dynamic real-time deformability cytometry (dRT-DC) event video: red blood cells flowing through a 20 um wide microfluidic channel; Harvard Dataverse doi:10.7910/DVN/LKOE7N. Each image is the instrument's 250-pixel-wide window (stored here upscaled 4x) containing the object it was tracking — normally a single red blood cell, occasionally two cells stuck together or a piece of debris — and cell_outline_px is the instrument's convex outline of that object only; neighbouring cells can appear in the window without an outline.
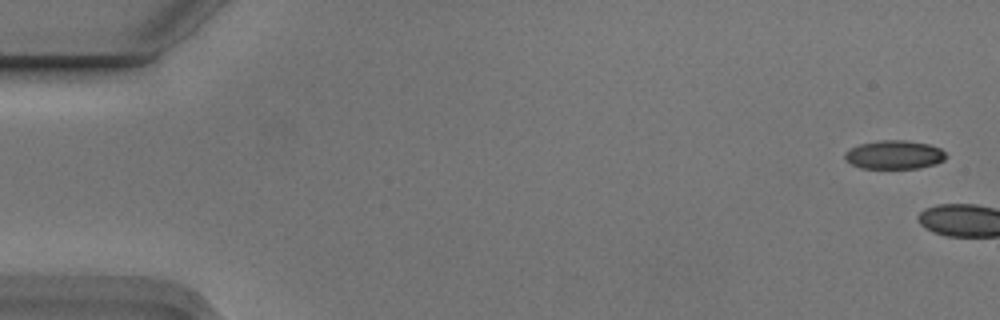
{"species": "Egyptian fruit bat (a non-hibernating species)", "species_latin": "Rousettus aegyptiacus", "temperature_condition": "cold", "stored_images_in_passage": 3, "camera_frame_rate_fps": 3000, "um_per_image_px": 0.085, "animal": {"sex": "male"}, "frame": {"image": 1, "passage_image": 1, "time_ms": 0.0, "image_size_px": [1000, 320], "cell_outline_px": [[948, 156], [944, 160], [936, 164], [920, 168], [860, 168], [844, 160], [844, 152], [860, 144], [880, 140], [904, 140], [928, 144], [940, 148]], "centroid_in_image_um": [76.02, 13.16], "position_along_channel_um": 9.0, "area_um2": 16.94}}